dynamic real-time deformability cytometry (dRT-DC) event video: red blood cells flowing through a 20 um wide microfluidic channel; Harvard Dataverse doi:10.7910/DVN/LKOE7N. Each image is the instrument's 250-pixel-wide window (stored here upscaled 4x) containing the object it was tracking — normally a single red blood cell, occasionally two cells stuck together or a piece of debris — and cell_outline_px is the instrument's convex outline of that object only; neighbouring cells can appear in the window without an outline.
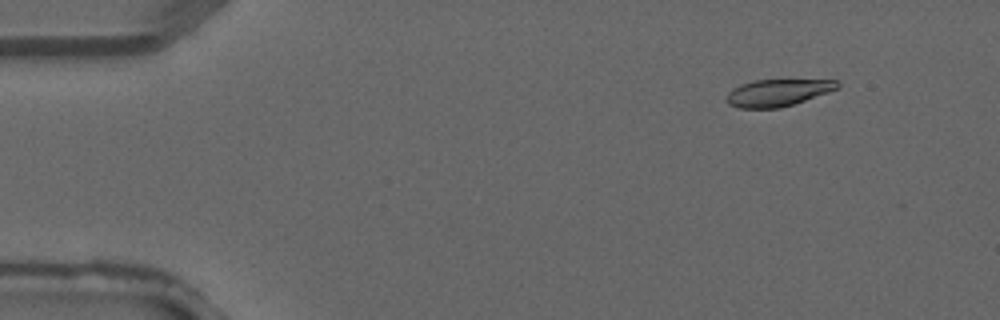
{"species": "common noctule bat (a hibernating species)", "species_latin": "Nyctalus noctula", "temperature_condition": "warm", "stored_images_in_passage": 5, "camera_frame_rate_fps": 3000, "um_per_image_px": 0.085, "animal": {"sex": "male", "forearm_length_mm": 52.5}, "frame": {"image": 1, "passage_image": 2, "time_ms": 0.333, "image_size_px": [1000, 320], "cell_outline_px": [[840, 88], [780, 108], [740, 108], [728, 104], [724, 100], [728, 92], [732, 88], [740, 84], [752, 80], [836, 80], [840, 84]], "centroid_in_image_um": [66.05, 7.87], "position_along_channel_um": 18.9, "area_um2": 17.46}}
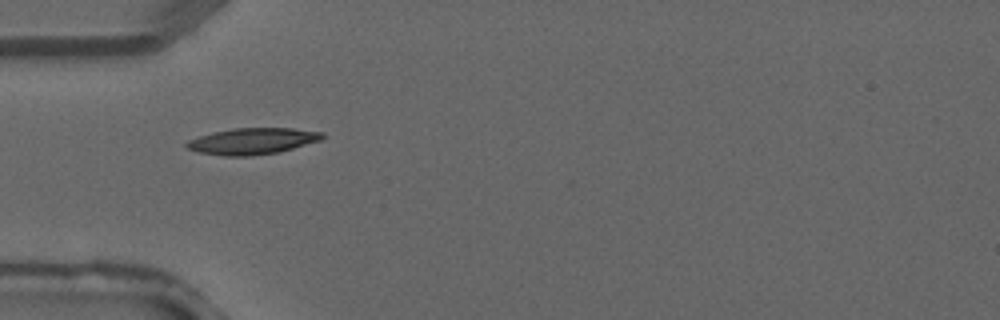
{"frame": {"image": 2, "passage_image": 4, "time_ms": 1.0, "image_size_px": [1000, 320], "cell_outline_px": [[324, 136], [320, 140], [280, 152], [252, 156], [224, 156], [200, 152], [188, 148], [184, 144], [188, 140], [212, 132], [232, 128], [292, 128], [324, 132]], "centroid_in_image_um": [21.46, 11.99], "position_along_channel_um": 63.5, "area_um2": 20.81}}
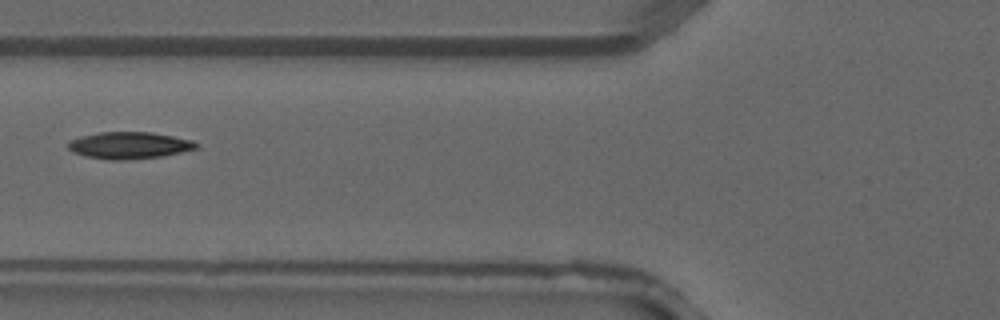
{"frame": {"image": 3, "passage_image": 5, "time_ms": 1.333, "image_size_px": [1000, 320], "cell_outline_px": [[200, 144], [196, 148], [164, 156], [120, 160], [108, 160], [84, 156], [72, 152], [68, 148], [68, 140], [80, 136], [100, 132], [152, 132], [192, 140]], "centroid_in_image_um": [10.94, 12.35], "position_along_channel_um": 114.9, "area_um2": 20.11}}